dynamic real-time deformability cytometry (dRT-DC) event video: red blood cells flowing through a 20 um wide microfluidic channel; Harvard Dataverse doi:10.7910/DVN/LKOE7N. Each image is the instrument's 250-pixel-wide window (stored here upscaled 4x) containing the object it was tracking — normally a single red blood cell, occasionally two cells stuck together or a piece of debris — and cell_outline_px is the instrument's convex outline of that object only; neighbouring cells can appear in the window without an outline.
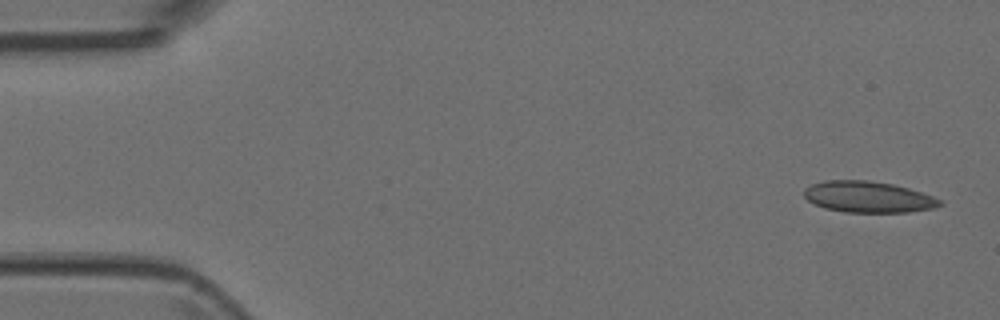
{"species": "Egyptian fruit bat (a non-hibernating species)", "species_latin": "Rousettus aegyptiacus", "temperature_condition": "room temperature", "stored_images_in_passage": 6, "camera_frame_rate_fps": 3000, "um_per_image_px": 0.085, "animal": {"sex": "female"}, "frame": {"image": 1, "passage_image": 1, "time_ms": 0.0, "image_size_px": [1000, 320], "cell_outline_px": [[944, 204], [936, 208], [908, 212], [844, 212], [824, 208], [812, 204], [804, 196], [804, 188], [812, 184], [824, 180], [868, 180], [892, 184], [908, 188], [932, 196], [940, 200]], "centroid_in_image_um": [73.77, 16.74], "position_along_channel_um": 11.2, "area_um2": 24.8}}
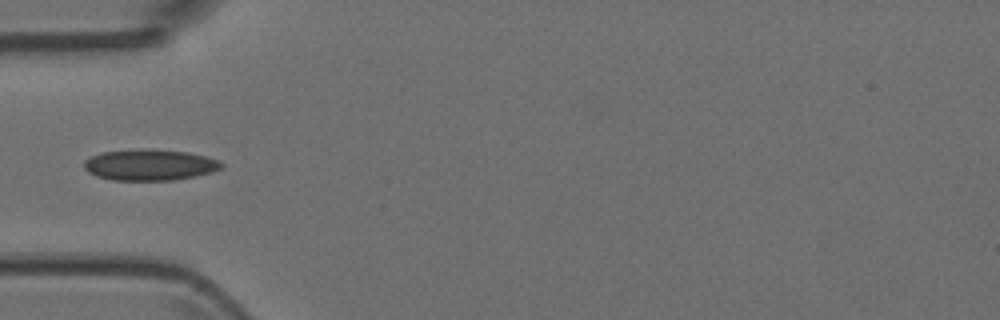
{"frame": {"image": 2, "passage_image": 5, "time_ms": 1.333, "image_size_px": [1000, 320], "cell_outline_px": [[224, 164], [220, 168], [212, 172], [196, 176], [172, 180], [112, 180], [96, 176], [88, 172], [84, 168], [84, 160], [100, 152], [188, 152], [204, 156], [216, 160]], "centroid_in_image_um": [12.71, 14.07], "position_along_channel_um": 72.3, "area_um2": 23.64}}
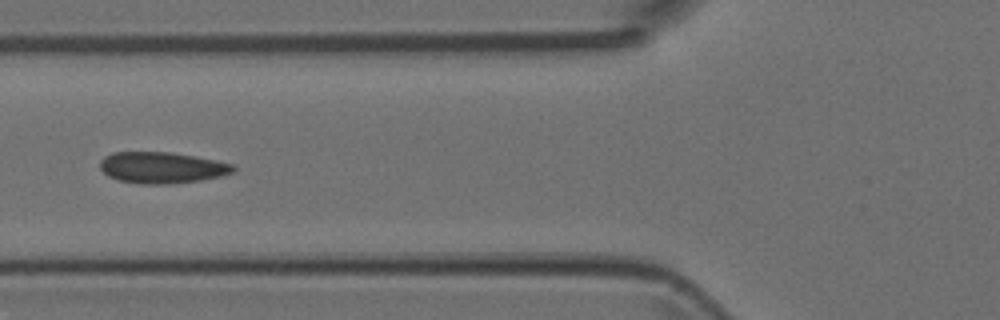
{"frame": {"image": 3, "passage_image": 6, "time_ms": 1.667, "image_size_px": [1000, 320], "cell_outline_px": [[236, 168], [232, 172], [220, 176], [200, 180], [168, 184], [140, 184], [116, 180], [108, 176], [100, 168], [100, 160], [104, 156], [112, 152], [172, 152], [216, 160], [236, 164]], "centroid_in_image_um": [13.75, 14.24], "position_along_channel_um": 112.1, "area_um2": 24.45}}